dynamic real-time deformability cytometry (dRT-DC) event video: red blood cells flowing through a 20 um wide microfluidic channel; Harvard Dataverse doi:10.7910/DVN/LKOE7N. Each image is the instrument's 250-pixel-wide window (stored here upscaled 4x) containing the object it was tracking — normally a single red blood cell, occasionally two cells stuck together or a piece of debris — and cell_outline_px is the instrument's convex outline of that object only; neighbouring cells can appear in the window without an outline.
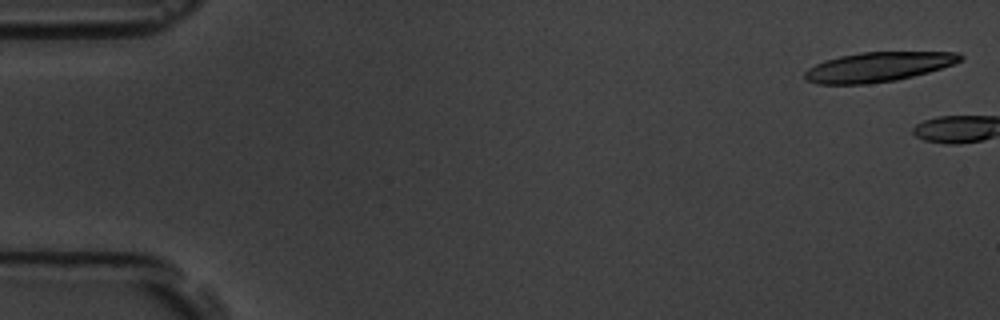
{"species": "common noctule bat (a hibernating species)", "species_latin": "Nyctalus noctula", "temperature_condition": "room temperature", "stored_images_in_passage": 4, "camera_frame_rate_fps": 3000, "um_per_image_px": 0.085, "animal": {"sex": "male", "body_mass_g": 19.5, "forearm_length_mm": 54.6}, "frame": {"image": 1, "passage_image": 1, "time_ms": 0.0, "image_size_px": [1000, 320], "cell_outline_px": [[964, 60], [928, 72], [896, 80], [868, 84], [816, 84], [808, 80], [804, 76], [804, 72], [808, 68], [824, 60], [840, 56], [860, 52], [956, 52], [964, 56]], "centroid_in_image_um": [74.63, 5.68], "position_along_channel_um": 10.4, "area_um2": 26.76}}